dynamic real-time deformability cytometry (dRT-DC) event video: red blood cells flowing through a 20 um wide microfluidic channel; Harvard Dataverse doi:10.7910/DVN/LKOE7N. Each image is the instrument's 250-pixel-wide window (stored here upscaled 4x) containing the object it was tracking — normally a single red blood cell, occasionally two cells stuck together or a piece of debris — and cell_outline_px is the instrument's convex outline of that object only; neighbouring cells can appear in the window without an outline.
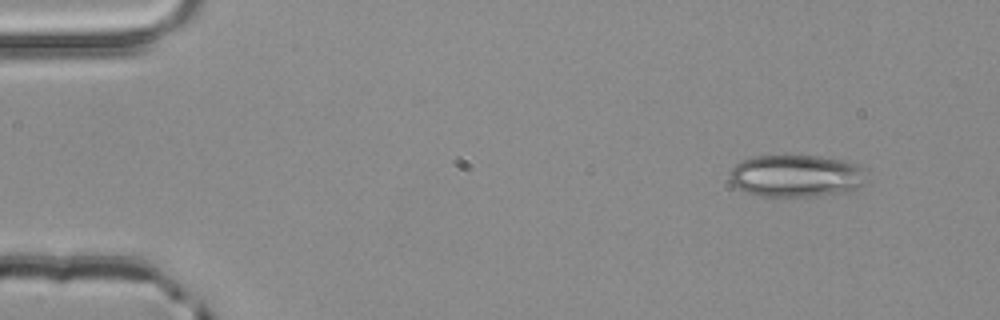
{"species": "common noctule bat (a hibernating species)", "species_latin": "Nyctalus noctula", "temperature_condition": "room temperature", "stored_images_in_passage": 4, "camera_frame_rate_fps": 3000, "um_per_image_px": 0.085, "animal": {"sex": "male", "body_mass_g": 20.4}, "frame": {"image": 1, "passage_image": 1, "time_ms": 0.0, "image_size_px": [1000, 320], "cell_outline_px": [[864, 168], [860, 184], [856, 188], [848, 192], [804, 196], [760, 196], [744, 192], [732, 184], [728, 180], [728, 176], [732, 168], [740, 160], [756, 156], [820, 156], [844, 160], [856, 164]], "centroid_in_image_um": [67.58, 14.94], "position_along_channel_um": 17.4, "area_um2": 33.52}}